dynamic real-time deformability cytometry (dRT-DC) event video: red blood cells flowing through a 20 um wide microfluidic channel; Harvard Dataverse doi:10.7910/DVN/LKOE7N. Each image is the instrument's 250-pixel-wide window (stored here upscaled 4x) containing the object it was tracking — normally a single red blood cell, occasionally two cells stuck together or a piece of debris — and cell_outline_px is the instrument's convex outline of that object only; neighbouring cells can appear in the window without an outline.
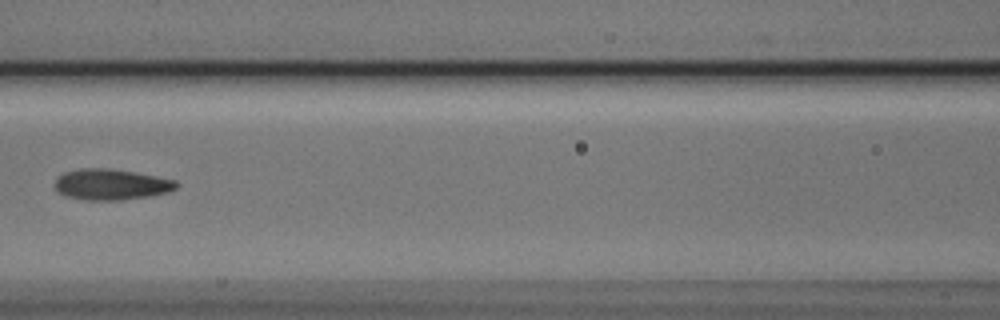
{"species": "Egyptian fruit bat (a non-hibernating species)", "species_latin": "Rousettus aegyptiacus", "temperature_condition": "cold", "stored_images_in_passage": 7, "camera_frame_rate_fps": 3000, "um_per_image_px": 0.085, "animal": {"sex": "male"}, "frame": {"image": 1, "passage_image": 6, "time_ms": 1.667, "image_size_px": [1000, 320], "cell_outline_px": [[180, 184], [176, 188], [168, 192], [152, 196], [120, 200], [84, 200], [64, 196], [56, 188], [56, 180], [64, 172], [80, 168], [108, 168], [136, 172], [176, 180]], "centroid_in_image_um": [9.49, 15.68], "position_along_channel_um": 157.1, "area_um2": 21.96}}
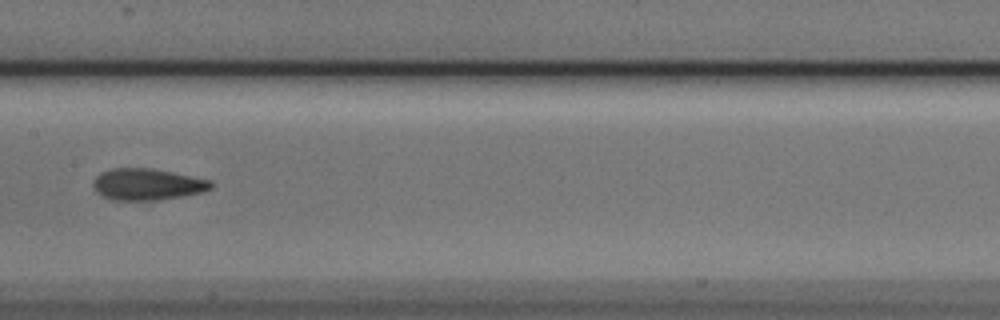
{"frame": {"image": 2, "passage_image": 7, "time_ms": 2.0, "image_size_px": [1000, 320], "cell_outline_px": [[212, 188], [204, 192], [184, 196], [160, 200], [112, 200], [96, 192], [92, 184], [96, 176], [100, 172], [112, 168], [152, 168], [212, 180]], "centroid_in_image_um": [12.53, 15.67], "position_along_channel_um": 194.9, "area_um2": 21.85}}